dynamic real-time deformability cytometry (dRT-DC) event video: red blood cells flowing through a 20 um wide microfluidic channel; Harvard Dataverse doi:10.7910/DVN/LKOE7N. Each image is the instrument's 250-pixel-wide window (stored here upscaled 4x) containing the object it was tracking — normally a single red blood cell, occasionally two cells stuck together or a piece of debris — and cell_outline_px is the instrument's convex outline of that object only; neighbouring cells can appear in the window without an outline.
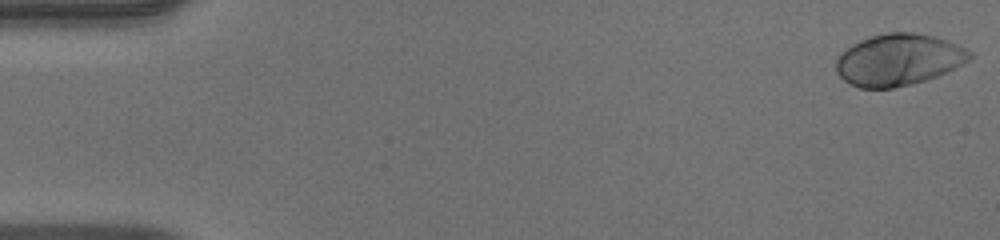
{"species": "human", "species_latin": "Homo sapiens", "temperature_condition": "warm", "stored_images_in_passage": 51, "camera_frame_rate_fps": 3000, "um_per_image_px": 0.085, "donor": {"sex": "male"}, "frame": {"image": 1, "passage_image": 1, "time_ms": 0.0, "image_size_px": [1000, 240], "cell_outline_px": [[972, 56], [968, 60], [936, 76], [912, 84], [892, 88], [860, 88], [844, 80], [836, 72], [836, 60], [840, 52], [852, 44], [860, 40], [872, 36], [888, 32], [912, 32], [936, 36], [948, 40], [972, 52]], "centroid_in_image_um": [76.34, 5.07], "position_along_channel_um": 8.7, "area_um2": 40.0}}
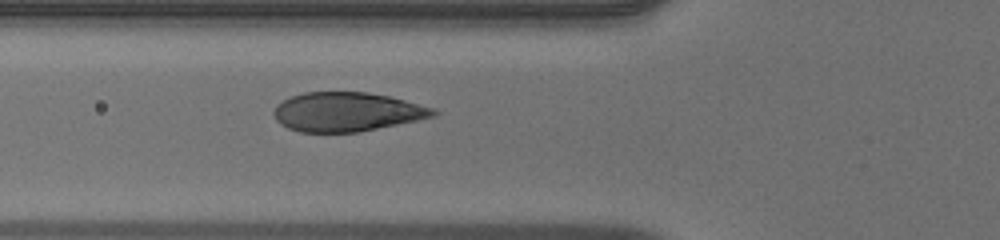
{"frame": {"image": 2, "passage_image": 19, "time_ms": 6.0, "image_size_px": [1000, 240], "cell_outline_px": [[440, 112], [436, 116], [360, 132], [300, 132], [288, 128], [280, 124], [276, 120], [272, 112], [276, 104], [292, 96], [304, 92], [368, 92], [388, 96], [436, 108]], "centroid_in_image_um": [29.49, 9.51], "position_along_channel_um": 96.3, "area_um2": 36.53}}
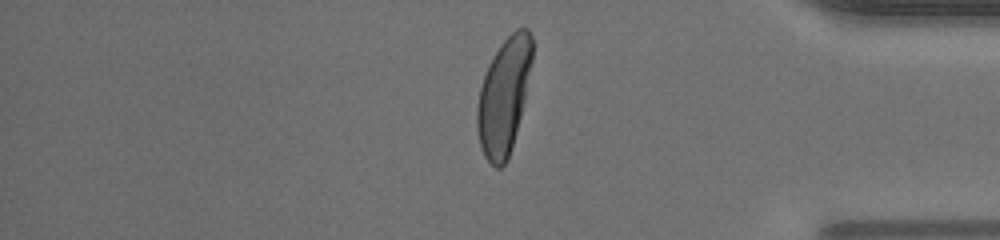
{"frame": {"image": 3, "passage_image": 43, "time_ms": 14.0, "image_size_px": [1000, 240], "cell_outline_px": [[532, 60], [520, 116], [508, 160], [500, 168], [496, 168], [484, 156], [480, 144], [476, 124], [476, 108], [480, 88], [488, 64], [500, 44], [516, 28], [528, 28], [532, 36]], "centroid_in_image_um": [42.81, 8.16], "position_along_channel_um": 392.4, "area_um2": 36.76}, "authors_computed_cell_mechanics": {"area_um2": 38.9572, "velocity_mm_per_s": 3.9825, "shape_relaxation_time_tau1_ms": 2.3071, "shape_relaxation_time_tau2_ms": null, "deformation_change_tau1": 0.1837, "deformation_change_tau2": null}}